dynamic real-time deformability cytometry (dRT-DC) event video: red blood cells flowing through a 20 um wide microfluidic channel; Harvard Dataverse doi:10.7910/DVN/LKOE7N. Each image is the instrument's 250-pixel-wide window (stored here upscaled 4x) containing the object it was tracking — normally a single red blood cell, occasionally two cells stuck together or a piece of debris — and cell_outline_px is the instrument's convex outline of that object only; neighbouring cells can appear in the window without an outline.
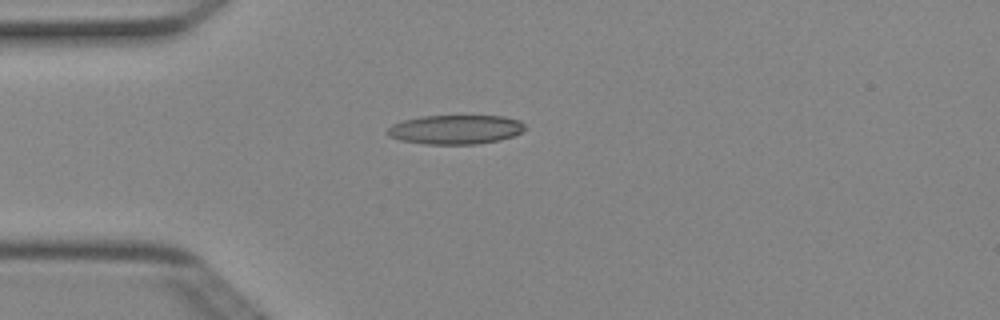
{"species": "Egyptian fruit bat (a non-hibernating species)", "species_latin": "Rousettus aegyptiacus", "temperature_condition": "cold", "stored_images_in_passage": 3, "camera_frame_rate_fps": 3000, "um_per_image_px": 0.085, "animal": {"sex": "female"}, "frame": {"image": 1, "passage_image": 2, "time_ms": 0.333, "image_size_px": [1000, 320], "cell_outline_px": [[524, 128], [520, 132], [512, 136], [500, 140], [476, 144], [424, 144], [400, 140], [388, 136], [384, 132], [392, 124], [404, 120], [420, 116], [504, 116], [520, 120], [524, 124]], "centroid_in_image_um": [38.67, 11.01], "position_along_channel_um": 46.3, "area_um2": 23.47}}